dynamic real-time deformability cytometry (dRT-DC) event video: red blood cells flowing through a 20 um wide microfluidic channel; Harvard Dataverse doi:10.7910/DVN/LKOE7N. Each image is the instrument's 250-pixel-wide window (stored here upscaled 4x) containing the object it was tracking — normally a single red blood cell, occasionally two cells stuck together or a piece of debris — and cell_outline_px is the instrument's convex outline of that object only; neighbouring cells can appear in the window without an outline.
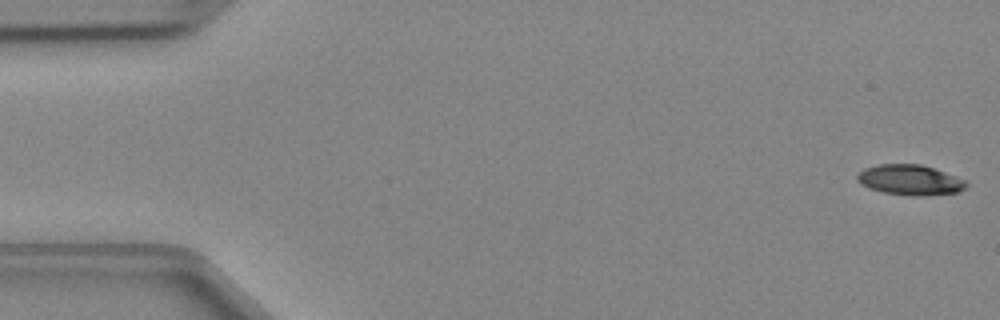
{"species": "Egyptian fruit bat (a non-hibernating species)", "species_latin": "Rousettus aegyptiacus", "temperature_condition": "cold", "stored_images_in_passage": 47, "camera_frame_rate_fps": 3000, "um_per_image_px": 0.085, "animal": {"sex": "female"}, "frame": {"image": 1, "passage_image": 1, "time_ms": 0.0, "image_size_px": [1000, 320], "cell_outline_px": [[968, 184], [964, 188], [956, 192], [920, 196], [916, 196], [884, 192], [868, 188], [860, 184], [856, 180], [856, 176], [864, 168], [876, 164], [920, 164], [968, 180]], "centroid_in_image_um": [77.32, 15.28], "position_along_channel_um": 7.7, "area_um2": 19.19}}
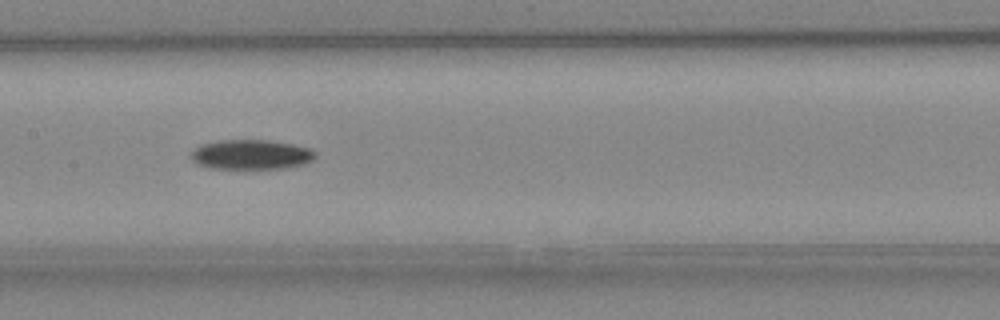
{"frame": {"image": 2, "passage_image": 23, "time_ms": 7.333, "image_size_px": [1000, 320], "cell_outline_px": [[316, 156], [312, 160], [304, 164], [288, 168], [244, 172], [208, 168], [192, 160], [188, 156], [200, 144], [220, 140], [268, 140], [292, 144], [312, 148], [316, 152]], "centroid_in_image_um": [21.34, 13.19], "position_along_channel_um": 186.1, "area_um2": 22.77}}
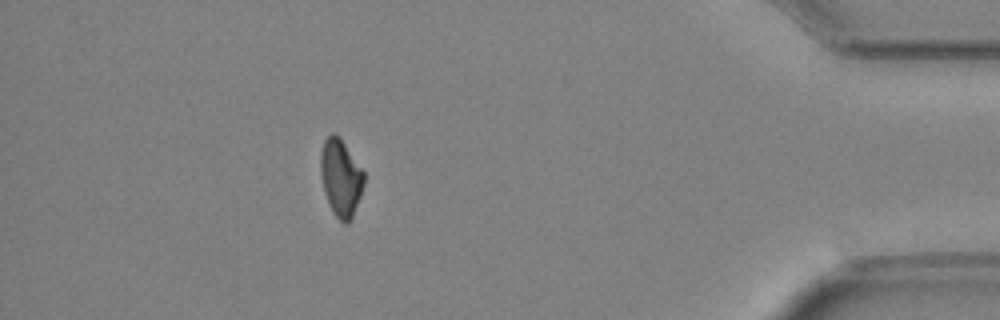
{"frame": {"image": 3, "passage_image": 42, "time_ms": 13.667, "image_size_px": [1000, 320], "cell_outline_px": [[364, 184], [360, 196], [352, 216], [348, 224], [344, 224], [332, 212], [328, 204], [324, 192], [320, 176], [320, 152], [324, 140], [332, 132], [340, 136], [364, 172]], "centroid_in_image_um": [28.94, 15.09], "position_along_channel_um": 406.3, "area_um2": 19.65}}